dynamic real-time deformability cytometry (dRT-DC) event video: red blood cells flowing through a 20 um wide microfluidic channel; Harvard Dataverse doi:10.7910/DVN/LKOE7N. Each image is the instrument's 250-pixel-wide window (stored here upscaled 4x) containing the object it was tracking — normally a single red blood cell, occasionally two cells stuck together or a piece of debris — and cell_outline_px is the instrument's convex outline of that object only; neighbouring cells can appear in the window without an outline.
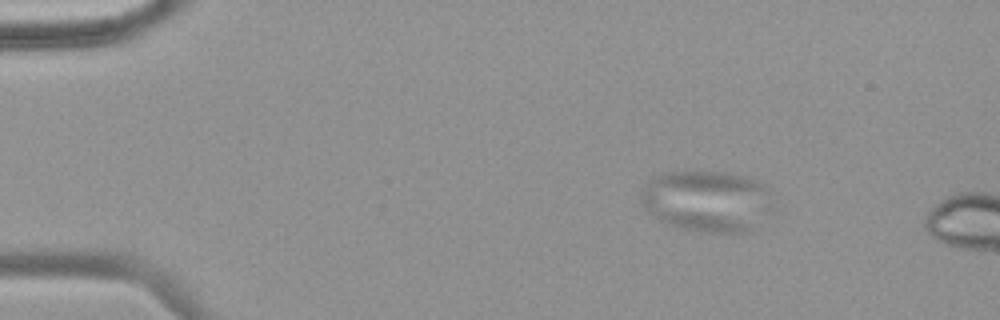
{"species": "common noctule bat (a hibernating species)", "species_latin": "Nyctalus noctula", "temperature_condition": "warm", "stored_images_in_passage": 4, "camera_frame_rate_fps": 3000, "um_per_image_px": 0.085, "animal": {"sex": "female", "body_mass_g": 18.4}, "frame": {"image": 1, "passage_image": 1, "time_ms": 0.0, "image_size_px": [1000, 320], "cell_outline_px": [[768, 188], [748, 228], [740, 232], [708, 232], [684, 228], [672, 224], [648, 212], [640, 200], [640, 196], [644, 188], [660, 172], [724, 172], [744, 176]], "centroid_in_image_um": [59.84, 17.02], "position_along_channel_um": 25.2, "area_um2": 43.58}}